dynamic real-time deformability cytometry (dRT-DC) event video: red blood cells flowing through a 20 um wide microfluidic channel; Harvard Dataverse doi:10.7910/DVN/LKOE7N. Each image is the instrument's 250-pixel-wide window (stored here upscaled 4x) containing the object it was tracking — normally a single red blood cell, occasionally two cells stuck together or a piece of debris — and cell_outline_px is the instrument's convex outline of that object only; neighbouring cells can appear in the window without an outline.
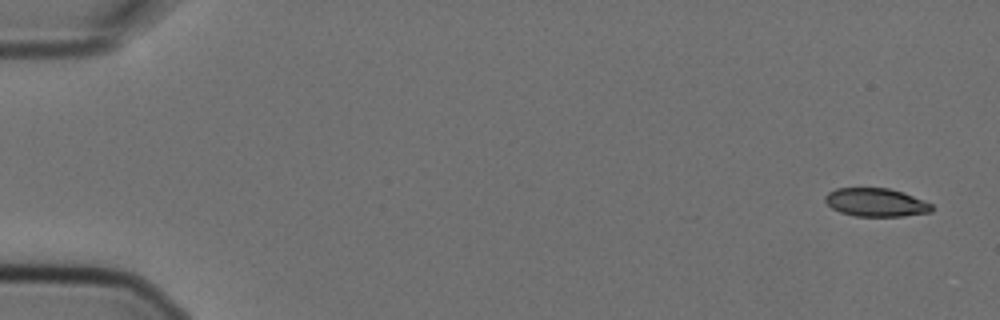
{"species": "Egyptian fruit bat (a non-hibernating species)", "species_latin": "Rousettus aegyptiacus", "temperature_condition": "cold", "stored_images_in_passage": 10, "camera_frame_rate_fps": 3000, "um_per_image_px": 0.085, "animal": {"sex": "female"}, "frame": {"image": 1, "passage_image": 1, "time_ms": 0.0, "image_size_px": [1000, 320], "cell_outline_px": [[932, 212], [904, 216], [856, 216], [840, 212], [832, 208], [824, 200], [824, 196], [828, 192], [836, 188], [888, 188], [912, 196], [932, 204]], "centroid_in_image_um": [74.42, 17.21], "position_along_channel_um": 10.6, "area_um2": 17.46}}
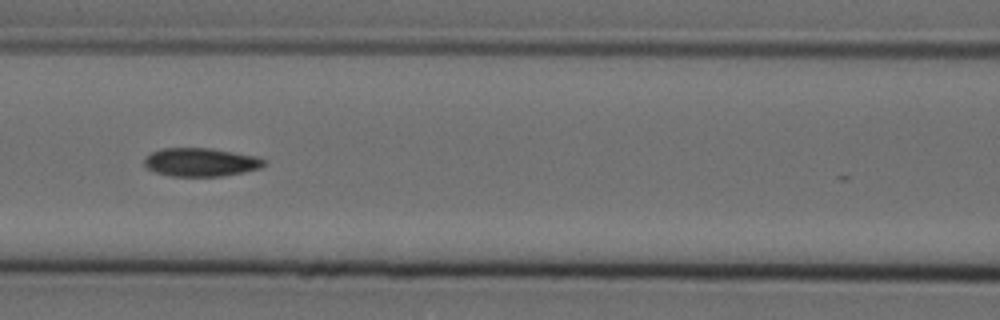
{"frame": {"image": 2, "passage_image": 7, "time_ms": 2.0, "image_size_px": [1000, 320], "cell_outline_px": [[268, 160], [260, 168], [244, 172], [220, 176], [172, 176], [156, 172], [148, 168], [144, 164], [144, 160], [152, 152], [164, 148], [212, 148], [260, 156]], "centroid_in_image_um": [17.14, 13.77], "position_along_channel_um": 149.5, "area_um2": 19.88}}
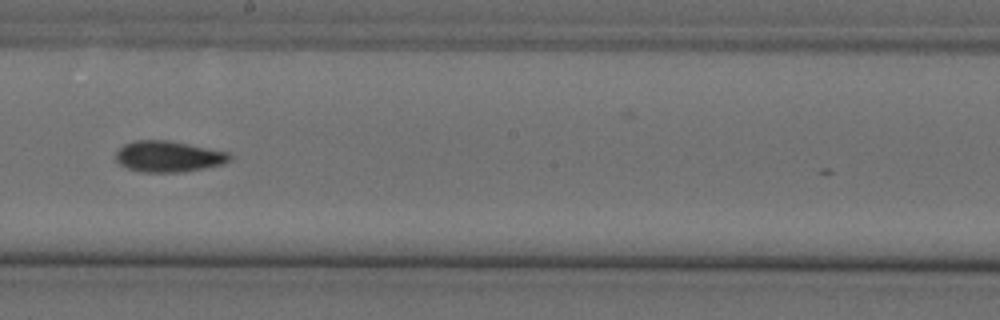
{"frame": {"image": 3, "passage_image": 9, "time_ms": 2.667, "image_size_px": [1000, 320], "cell_outline_px": [[232, 160], [224, 164], [184, 172], [140, 172], [128, 168], [120, 164], [116, 160], [116, 152], [124, 144], [136, 140], [168, 140], [228, 152], [232, 156]], "centroid_in_image_um": [14.33, 13.3], "position_along_channel_um": 233.9, "area_um2": 20.63}}